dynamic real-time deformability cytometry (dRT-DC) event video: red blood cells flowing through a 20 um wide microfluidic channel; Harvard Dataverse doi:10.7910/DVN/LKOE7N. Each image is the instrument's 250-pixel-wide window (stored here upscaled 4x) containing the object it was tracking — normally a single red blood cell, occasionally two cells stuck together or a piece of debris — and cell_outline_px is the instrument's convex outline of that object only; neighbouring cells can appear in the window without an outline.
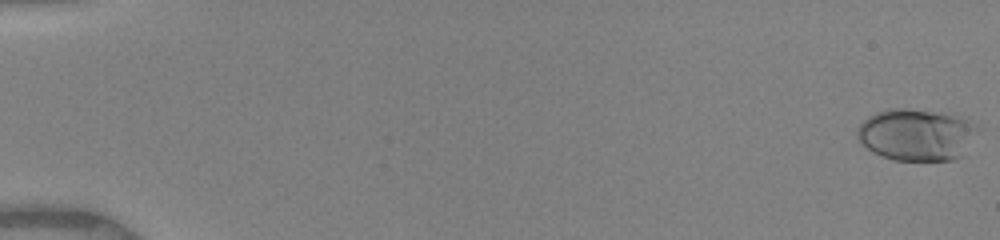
{"species": "human", "species_latin": "Homo sapiens", "temperature_condition": "warm", "stored_images_in_passage": 16, "camera_frame_rate_fps": 3000, "um_per_image_px": 0.085, "donor": {"sex": "female"}, "frame": {"image": 1, "passage_image": 1, "time_ms": 0.0, "image_size_px": [1000, 240], "cell_outline_px": [[980, 128], [964, 156], [952, 160], [892, 160], [872, 152], [860, 144], [856, 136], [856, 132], [860, 124], [868, 116], [876, 112], [888, 108], [904, 108], [932, 112], [952, 116], [968, 120], [976, 124]], "centroid_in_image_um": [77.88, 11.47], "position_along_channel_um": 7.1, "area_um2": 36.59}}
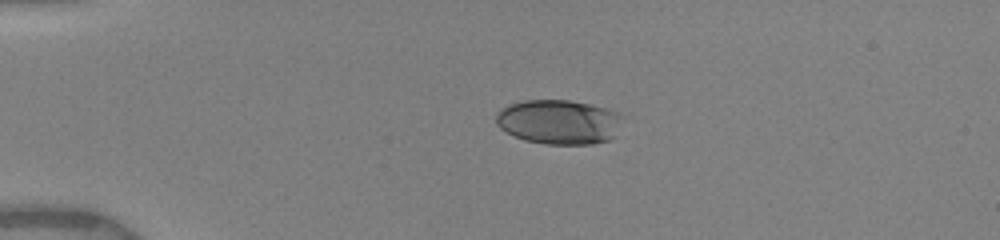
{"frame": {"image": 2, "passage_image": 11, "time_ms": 4.0, "image_size_px": [1000, 240], "cell_outline_px": [[620, 116], [612, 140], [592, 144], [544, 144], [524, 140], [500, 128], [496, 124], [496, 112], [512, 104], [524, 100], [568, 100], [608, 108], [620, 112]], "centroid_in_image_um": [47.49, 10.37], "position_along_channel_um": 37.5, "area_um2": 32.54}}
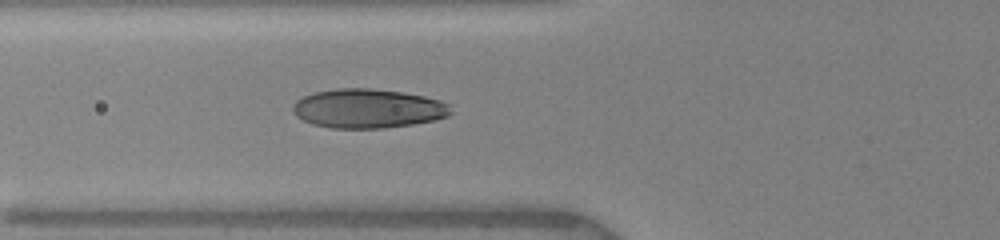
{"frame": {"image": 3, "passage_image": 16, "time_ms": 6.667, "image_size_px": [1000, 240], "cell_outline_px": [[452, 112], [448, 116], [436, 120], [412, 124], [384, 128], [332, 128], [312, 124], [296, 116], [292, 112], [292, 108], [296, 100], [304, 96], [316, 92], [336, 88], [372, 88], [400, 92], [424, 96], [440, 100], [448, 104]], "centroid_in_image_um": [31.27, 9.22], "position_along_channel_um": 94.5, "area_um2": 36.07}}